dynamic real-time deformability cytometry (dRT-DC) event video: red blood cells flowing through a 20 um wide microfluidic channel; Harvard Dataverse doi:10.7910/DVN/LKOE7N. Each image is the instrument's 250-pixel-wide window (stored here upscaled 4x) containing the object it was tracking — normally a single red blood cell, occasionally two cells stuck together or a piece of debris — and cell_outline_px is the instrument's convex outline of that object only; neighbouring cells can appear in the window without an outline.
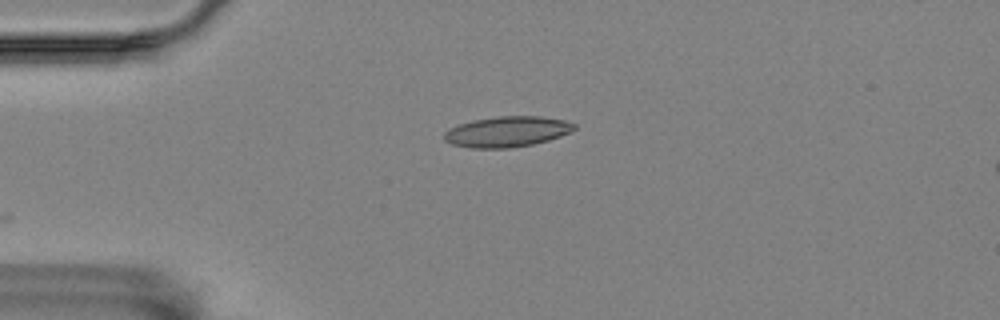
{"species": "Egyptian fruit bat (a non-hibernating species)", "species_latin": "Rousettus aegyptiacus", "temperature_condition": "room temperature", "stored_images_in_passage": 2, "camera_frame_rate_fps": 3000, "um_per_image_px": 0.085, "animal": {"sex": "female"}, "frame": {"image": 1, "passage_image": 1, "time_ms": 0.0, "image_size_px": [1000, 320], "cell_outline_px": [[576, 128], [572, 132], [548, 140], [532, 144], [508, 148], [472, 148], [452, 144], [444, 140], [444, 132], [460, 124], [472, 120], [496, 116], [540, 116], [564, 120], [576, 124]], "centroid_in_image_um": [43.12, 11.18], "position_along_channel_um": 41.9, "area_um2": 23.12}}